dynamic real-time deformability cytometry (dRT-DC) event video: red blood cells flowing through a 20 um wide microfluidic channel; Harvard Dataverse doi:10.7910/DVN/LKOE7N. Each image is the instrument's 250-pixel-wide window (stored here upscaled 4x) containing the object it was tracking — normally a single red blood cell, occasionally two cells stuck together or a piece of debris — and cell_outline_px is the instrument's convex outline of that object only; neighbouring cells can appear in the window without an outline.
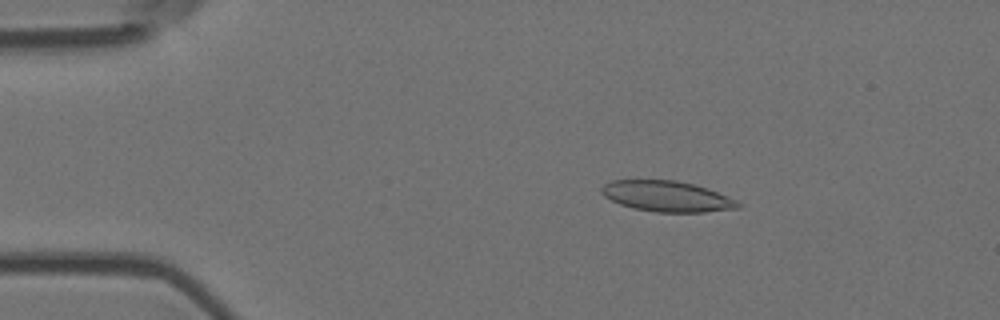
{"species": "Egyptian fruit bat (a non-hibernating species)", "species_latin": "Rousettus aegyptiacus", "temperature_condition": "room temperature", "stored_images_in_passage": 52, "camera_frame_rate_fps": 3000, "um_per_image_px": 0.085, "animal": {"sex": "female"}, "frame": {"image": 1, "passage_image": 9, "time_ms": 2.667, "image_size_px": [1000, 320], "cell_outline_px": [[744, 204], [740, 208], [704, 212], [656, 212], [632, 208], [620, 204], [604, 196], [600, 192], [600, 188], [604, 184], [612, 180], [676, 180], [692, 184], [740, 200]], "centroid_in_image_um": [56.71, 16.69], "position_along_channel_um": 28.3, "area_um2": 24.51}}
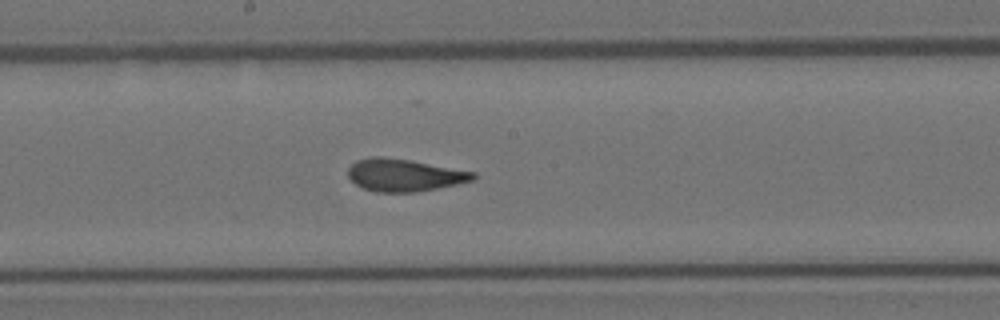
{"frame": {"image": 2, "passage_image": 29, "time_ms": 9.333, "image_size_px": [1000, 320], "cell_outline_px": [[476, 176], [472, 180], [456, 184], [416, 192], [376, 192], [364, 188], [356, 184], [348, 176], [348, 168], [356, 160], [372, 156], [380, 156], [412, 160], [476, 172]], "centroid_in_image_um": [34.35, 14.87], "position_along_channel_um": 213.9, "area_um2": 23.58}}
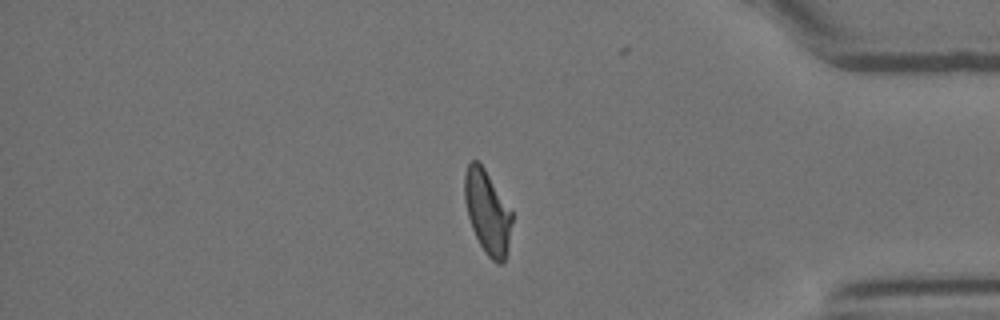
{"frame": {"image": 3, "passage_image": 46, "time_ms": 15.0, "image_size_px": [1000, 320], "cell_outline_px": [[512, 220], [508, 248], [504, 260], [500, 264], [496, 264], [484, 252], [472, 228], [468, 216], [464, 200], [464, 176], [468, 164], [472, 160], [476, 160], [484, 168], [512, 212]], "centroid_in_image_um": [41.42, 18.04], "position_along_channel_um": 393.8, "area_um2": 22.77}}